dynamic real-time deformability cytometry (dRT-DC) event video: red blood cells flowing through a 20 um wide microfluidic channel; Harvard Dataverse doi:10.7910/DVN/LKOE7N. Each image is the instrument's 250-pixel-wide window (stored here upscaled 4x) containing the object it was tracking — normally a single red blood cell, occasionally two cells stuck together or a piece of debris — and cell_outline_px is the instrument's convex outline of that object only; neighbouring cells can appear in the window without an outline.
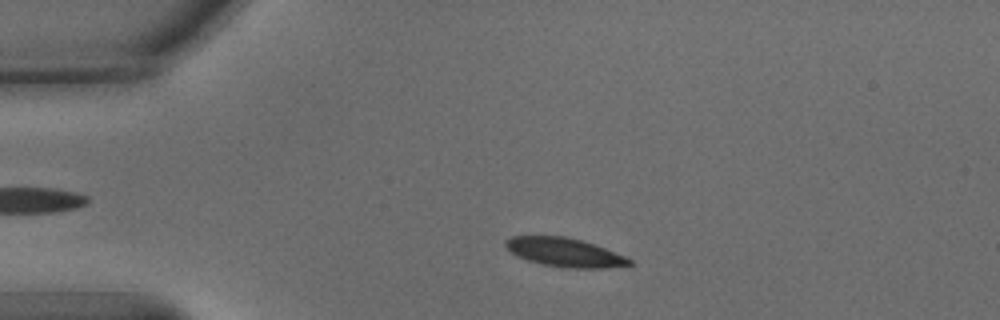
{"species": "common noctule bat (a hibernating species)", "species_latin": "Nyctalus noctula", "temperature_condition": "warm", "stored_images_in_passage": 48, "camera_frame_rate_fps": 3000, "um_per_image_px": 0.085, "animal": {"sex": "male", "body_mass_g": 15.6}, "frame": {"image": 1, "passage_image": 7, "time_ms": 2.0, "image_size_px": [1000, 320], "cell_outline_px": [[632, 264], [604, 268], [564, 268], [544, 264], [528, 260], [516, 256], [504, 244], [504, 240], [512, 236], [564, 236], [580, 240], [604, 248], [624, 256], [632, 260]], "centroid_in_image_um": [47.96, 21.45], "position_along_channel_um": 37.0, "area_um2": 20.46}}
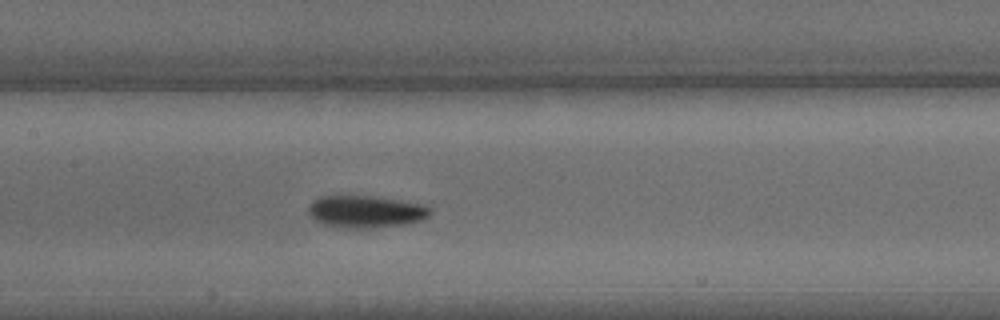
{"frame": {"image": 2, "passage_image": 21, "time_ms": 6.667, "image_size_px": [1000, 320], "cell_outline_px": [[432, 212], [424, 220], [412, 224], [368, 228], [356, 228], [324, 224], [316, 220], [308, 212], [308, 204], [312, 200], [320, 196], [372, 196], [424, 204], [432, 208]], "centroid_in_image_um": [31.15, 17.98], "position_along_channel_um": 176.2, "area_um2": 22.95}}
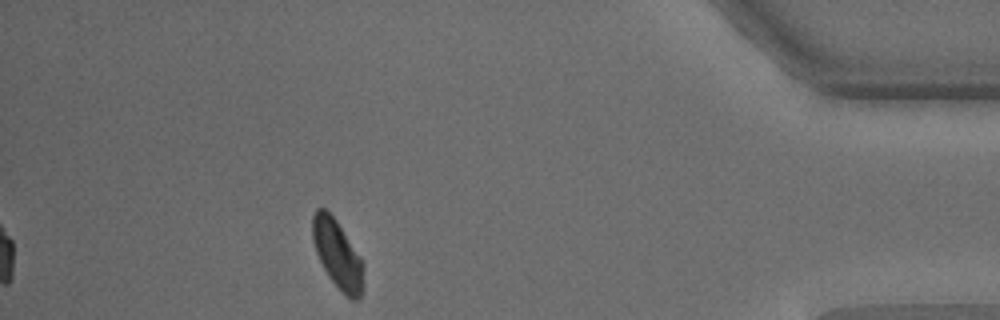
{"frame": {"image": 3, "passage_image": 43, "time_ms": 14.0, "image_size_px": [1000, 320], "cell_outline_px": [[364, 292], [356, 300], [352, 300], [340, 292], [328, 276], [316, 252], [312, 240], [312, 216], [316, 208], [324, 208], [336, 220], [360, 256], [364, 264]], "centroid_in_image_um": [28.71, 21.66], "position_along_channel_um": 406.5, "area_um2": 20.58}, "authors_computed_cell_mechanics": {"area_um2": 21.2704, "velocity_mm_per_s": 3.7837, "shape_relaxation_time_tau1_ms": null, "shape_relaxation_time_tau2_ms": 7.4283, "deformation_change_tau1": null, "deformation_change_tau2": 0.1075}}